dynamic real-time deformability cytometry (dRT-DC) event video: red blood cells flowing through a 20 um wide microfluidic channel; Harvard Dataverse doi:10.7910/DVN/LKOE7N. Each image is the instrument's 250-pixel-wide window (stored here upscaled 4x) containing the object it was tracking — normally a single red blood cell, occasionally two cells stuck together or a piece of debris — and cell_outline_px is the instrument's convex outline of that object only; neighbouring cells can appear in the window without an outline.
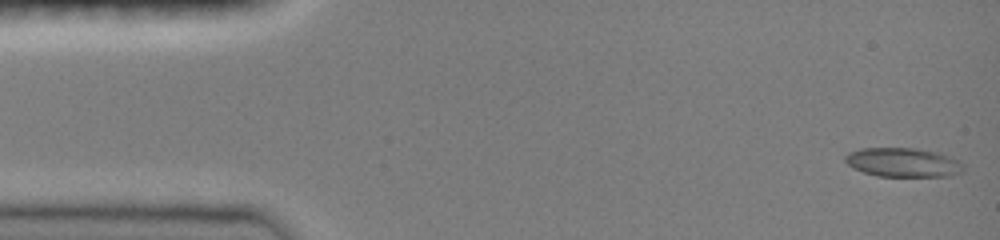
{"species": "common noctule bat (a hibernating species)", "species_latin": "Nyctalus noctula", "temperature_condition": "room temperature", "stored_images_in_passage": 47, "camera_frame_rate_fps": 3000, "um_per_image_px": 0.085, "animal": {"sex": "female", "body_mass_g": 19.0, "forearm_length_mm": 51.5}, "frame": {"image": 1, "passage_image": 1, "time_ms": 0.0, "image_size_px": [1000, 240], "cell_outline_px": [[964, 168], [960, 172], [948, 176], [876, 176], [852, 168], [844, 160], [844, 156], [848, 152], [860, 148], [916, 148], [936, 152], [952, 156], [960, 160], [964, 164]], "centroid_in_image_um": [76.76, 13.79], "position_along_channel_um": 8.2, "area_um2": 20.23}}
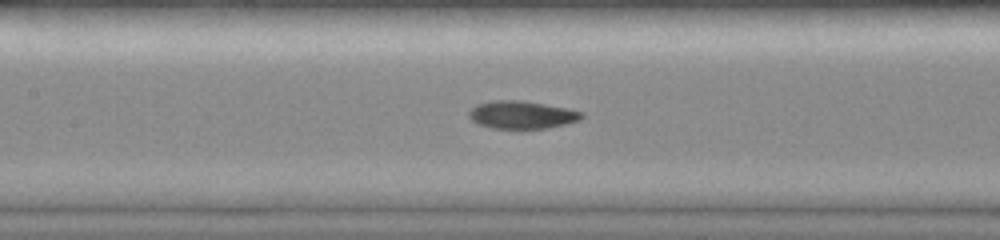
{"frame": {"image": 2, "passage_image": 21, "time_ms": 6.667, "image_size_px": [1000, 240], "cell_outline_px": [[584, 116], [580, 120], [548, 128], [492, 128], [476, 124], [468, 116], [468, 112], [476, 104], [492, 100], [524, 100], [568, 108], [584, 112]], "centroid_in_image_um": [44.35, 9.74], "position_along_channel_um": 163.1, "area_um2": 18.44}}
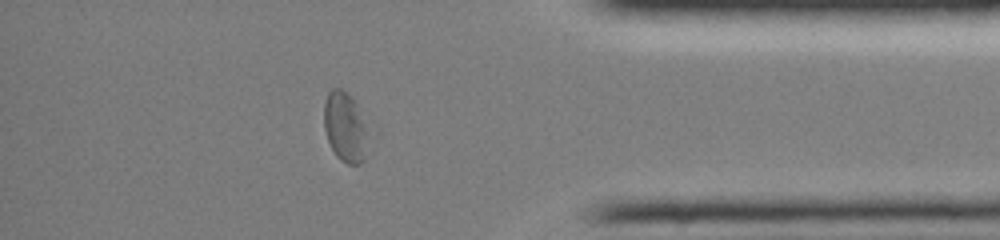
{"frame": {"image": 3, "passage_image": 40, "time_ms": 13.0, "image_size_px": [1000, 240], "cell_outline_px": [[372, 128], [364, 160], [360, 164], [348, 164], [340, 160], [336, 156], [328, 140], [324, 128], [324, 104], [328, 92], [332, 88], [340, 88], [348, 92], [352, 96]], "centroid_in_image_um": [29.41, 10.78], "position_along_channel_um": 405.8, "area_um2": 18.96}, "authors_computed_cell_mechanics": {"area_um2": 18.785, "velocity_mm_per_s": 4.055, "shape_relaxation_time_tau1_ms": 6.121, "shape_relaxation_time_tau2_ms": 2.722, "deformation_change_tau1": 0.1999, "deformation_change_tau2": 0.0673}}